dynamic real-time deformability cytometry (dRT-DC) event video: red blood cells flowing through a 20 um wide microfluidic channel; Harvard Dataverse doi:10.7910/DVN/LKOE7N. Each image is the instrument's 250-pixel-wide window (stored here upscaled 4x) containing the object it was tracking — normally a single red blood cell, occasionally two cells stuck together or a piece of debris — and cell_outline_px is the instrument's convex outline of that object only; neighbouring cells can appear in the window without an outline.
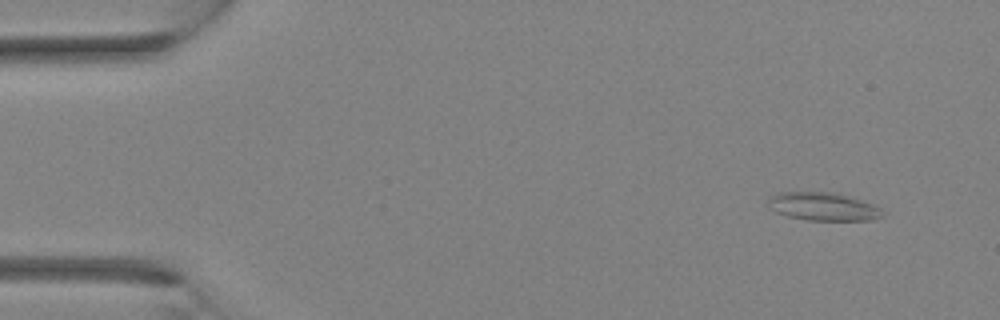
{"species": "Egyptian fruit bat (a non-hibernating species)", "species_latin": "Rousettus aegyptiacus", "temperature_condition": "room temperature", "stored_images_in_passage": 2, "camera_frame_rate_fps": 3000, "um_per_image_px": 0.085, "animal": {"sex": "female"}, "frame": {"image": 1, "passage_image": 1, "time_ms": 0.0, "image_size_px": [1000, 320], "cell_outline_px": [[884, 216], [872, 220], [808, 220], [788, 216], [776, 212], [768, 208], [768, 196], [780, 192], [840, 192], [872, 204], [880, 208], [884, 212]], "centroid_in_image_um": [69.96, 17.54], "position_along_channel_um": 15.0, "area_um2": 19.02}}